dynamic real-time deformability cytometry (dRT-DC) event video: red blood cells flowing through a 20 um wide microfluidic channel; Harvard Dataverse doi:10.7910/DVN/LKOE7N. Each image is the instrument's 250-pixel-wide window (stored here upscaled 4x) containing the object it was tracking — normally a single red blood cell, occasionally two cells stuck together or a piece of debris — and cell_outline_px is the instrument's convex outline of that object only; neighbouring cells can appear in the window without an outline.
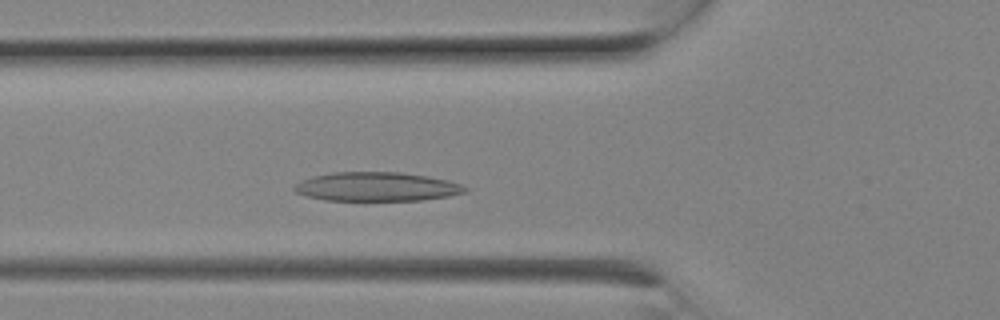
{"species": "Egyptian fruit bat (a non-hibernating species)", "species_latin": "Rousettus aegyptiacus", "temperature_condition": "room temperature", "stored_images_in_passage": 5, "camera_frame_rate_fps": 3000, "um_per_image_px": 0.085, "animal": {"sex": "female"}, "frame": {"image": 1, "passage_image": 5, "time_ms": 1.333, "image_size_px": [1000, 320], "cell_outline_px": [[468, 188], [464, 192], [448, 196], [420, 200], [324, 200], [304, 196], [296, 192], [292, 188], [300, 180], [312, 176], [332, 172], [400, 172], [428, 176], [448, 180], [460, 184]], "centroid_in_image_um": [31.97, 15.86], "position_along_channel_um": 93.8, "area_um2": 28.84}}